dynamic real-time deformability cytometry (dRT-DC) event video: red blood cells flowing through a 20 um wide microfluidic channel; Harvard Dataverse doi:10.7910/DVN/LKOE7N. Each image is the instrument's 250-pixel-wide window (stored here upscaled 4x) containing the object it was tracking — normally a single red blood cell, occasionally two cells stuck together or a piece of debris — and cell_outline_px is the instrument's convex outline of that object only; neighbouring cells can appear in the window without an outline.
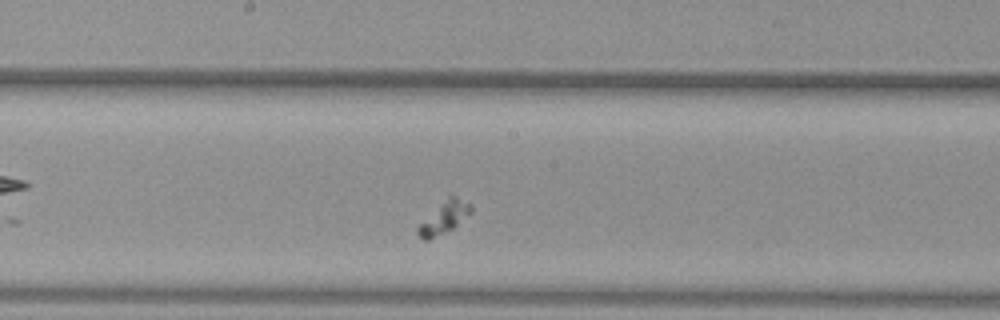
{"species": "common noctule bat (a hibernating species)", "species_latin": "Nyctalus noctula", "temperature_condition": "warm", "stored_images_in_passage": 39, "camera_frame_rate_fps": 3000, "um_per_image_px": 0.085, "animal": {"sex": "female", "body_mass_g": 29.2, "forearm_length_mm": 56.3}, "frame": {"image": 1, "passage_image": 14, "time_ms": 4.333, "image_size_px": [1000, 320], "cell_outline_px": [[472, 212], [452, 228], [428, 240], [424, 240], [416, 232], [416, 228], [448, 192], [452, 192], [472, 204]], "centroid_in_image_um": [37.77, 18.38], "position_along_channel_um": 210.4, "area_um2": 10.23}}
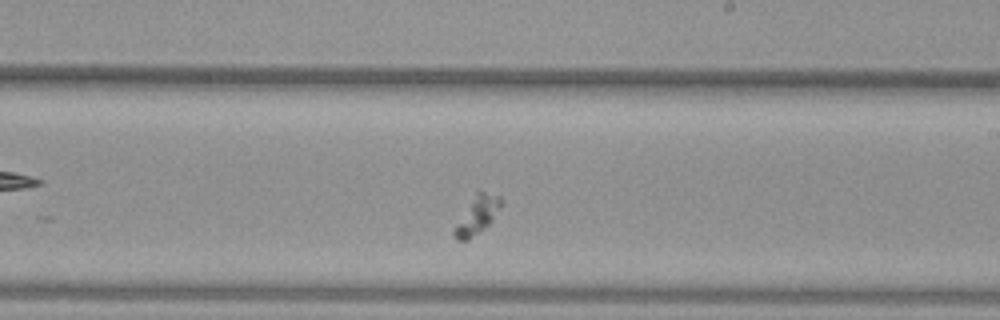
{"frame": {"image": 2, "passage_image": 17, "time_ms": 5.333, "image_size_px": [1000, 320], "cell_outline_px": [[504, 204], [492, 220], [488, 224], [468, 240], [456, 240], [452, 232], [456, 224], [476, 192], [484, 192], [500, 196], [504, 200]], "centroid_in_image_um": [40.59, 18.28], "position_along_channel_um": 248.4, "area_um2": 10.06}}
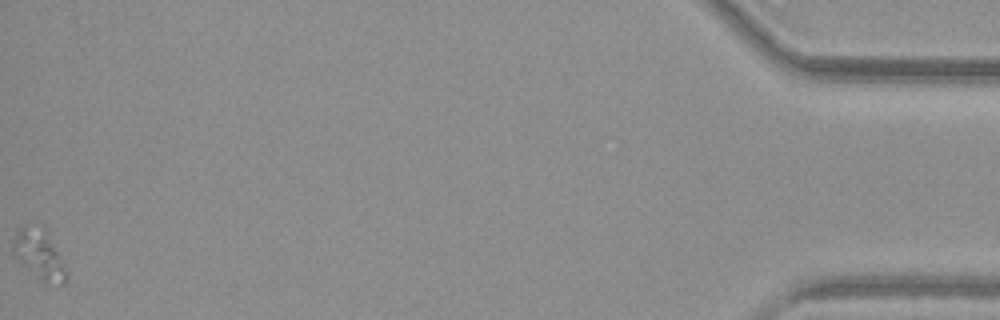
{"frame": {"image": 3, "passage_image": 39, "time_ms": 12.667, "image_size_px": [1000, 320], "cell_outline_px": [[68, 280], [64, 284], [40, 284], [12, 256], [12, 244], [16, 232], [20, 228], [40, 224], [44, 224], [68, 272]], "centroid_in_image_um": [3.33, 21.69], "position_along_channel_um": 431.9, "area_um2": 16.36}}